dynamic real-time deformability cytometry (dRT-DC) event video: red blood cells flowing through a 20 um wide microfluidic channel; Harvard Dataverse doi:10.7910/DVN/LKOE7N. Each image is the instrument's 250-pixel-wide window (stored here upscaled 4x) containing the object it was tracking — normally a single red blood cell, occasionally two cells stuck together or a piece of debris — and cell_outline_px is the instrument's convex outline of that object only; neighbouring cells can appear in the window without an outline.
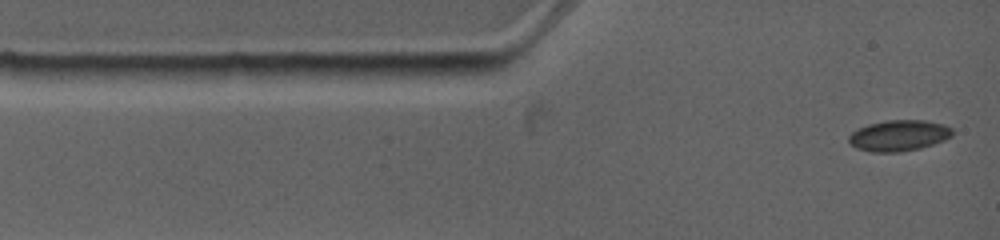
{"species": "common noctule bat (a hibernating species)", "species_latin": "Nyctalus noctula", "temperature_condition": "warm", "stored_images_in_passage": 6, "camera_frame_rate_fps": 4500, "um_per_image_px": 0.085, "animal": {"sex": "female", "body_mass_g": 19.0, "forearm_length_mm": 53.3}, "frame": {"image": 1, "passage_image": 1, "time_ms": 0.0, "image_size_px": [1000, 240], "cell_outline_px": [[952, 136], [944, 140], [920, 148], [900, 152], [872, 152], [856, 148], [848, 140], [848, 136], [852, 132], [868, 124], [888, 120], [924, 120], [944, 124], [952, 128]], "centroid_in_image_um": [76.41, 11.52], "position_along_channel_um": 8.6, "area_um2": 18.61}}
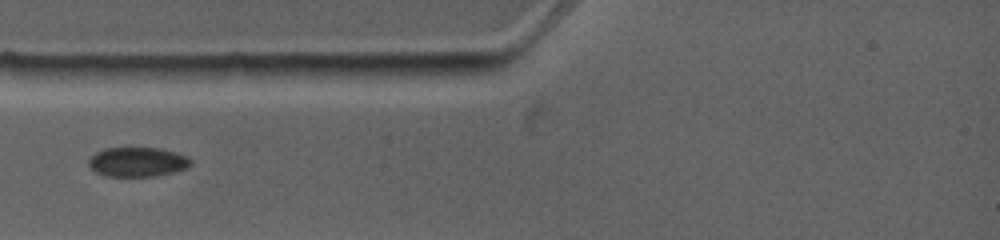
{"frame": {"image": 2, "passage_image": 4, "time_ms": 2.667, "image_size_px": [1000, 240], "cell_outline_px": [[192, 164], [188, 168], [156, 176], [104, 176], [96, 172], [88, 164], [88, 160], [96, 152], [104, 148], [160, 148], [176, 152], [188, 156], [192, 160]], "centroid_in_image_um": [11.72, 13.76], "position_along_channel_um": 73.3, "area_um2": 17.63}}
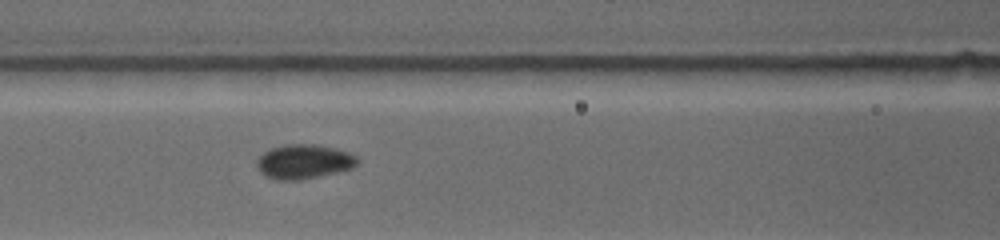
{"frame": {"image": 3, "passage_image": 6, "time_ms": 4.444, "image_size_px": [1000, 240], "cell_outline_px": [[356, 164], [352, 168], [336, 172], [300, 180], [280, 180], [264, 176], [256, 168], [256, 160], [264, 152], [272, 148], [284, 144], [316, 144], [336, 148], [348, 152], [356, 156]], "centroid_in_image_um": [25.78, 13.73], "position_along_channel_um": 140.8, "area_um2": 20.11}}